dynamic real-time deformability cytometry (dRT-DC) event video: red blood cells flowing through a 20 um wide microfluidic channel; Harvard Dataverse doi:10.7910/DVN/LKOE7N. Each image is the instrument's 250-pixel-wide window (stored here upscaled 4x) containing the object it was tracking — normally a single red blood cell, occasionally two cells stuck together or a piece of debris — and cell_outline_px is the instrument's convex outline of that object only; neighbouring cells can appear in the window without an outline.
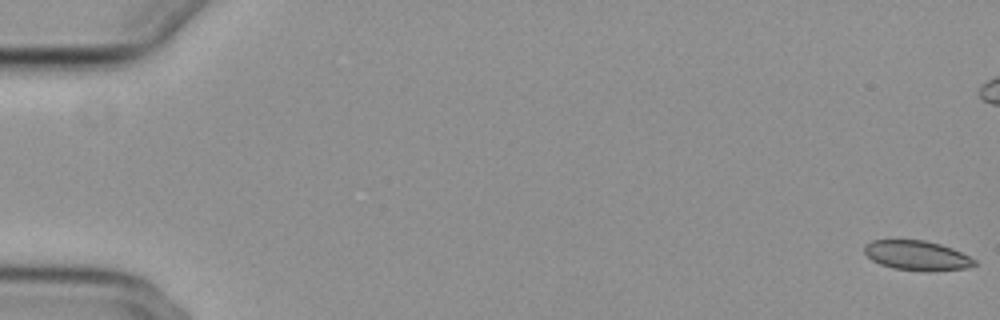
{"species": "common noctule bat (a hibernating species)", "species_latin": "Nyctalus noctula", "temperature_condition": "cold", "stored_images_in_passage": 57, "camera_frame_rate_fps": 3000, "um_per_image_px": 0.085, "animal": {"sex": "female", "body_mass_g": 29.2, "forearm_length_mm": 56.3}, "frame": {"image": 1, "passage_image": 1, "time_ms": 0.0, "image_size_px": [1000, 320], "cell_outline_px": [[976, 264], [968, 268], [936, 272], [892, 268], [880, 264], [872, 260], [864, 252], [864, 244], [872, 240], [924, 240], [940, 244], [952, 248], [976, 260]], "centroid_in_image_um": [77.95, 21.72], "position_along_channel_um": 7.1, "area_um2": 19.13}}
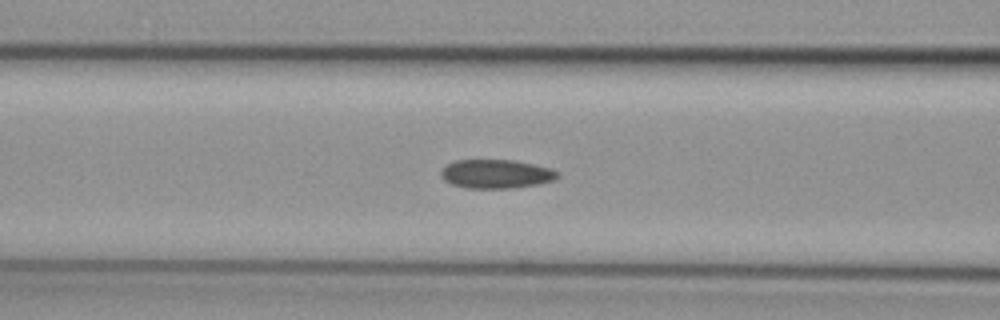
{"frame": {"image": 2, "passage_image": 24, "time_ms": 7.667, "image_size_px": [1000, 320], "cell_outline_px": [[560, 176], [552, 180], [536, 184], [512, 188], [464, 188], [452, 184], [444, 180], [440, 176], [440, 172], [448, 164], [456, 160], [512, 160], [552, 168], [560, 172]], "centroid_in_image_um": [42.17, 14.78], "position_along_channel_um": 124.4, "area_um2": 19.54}}
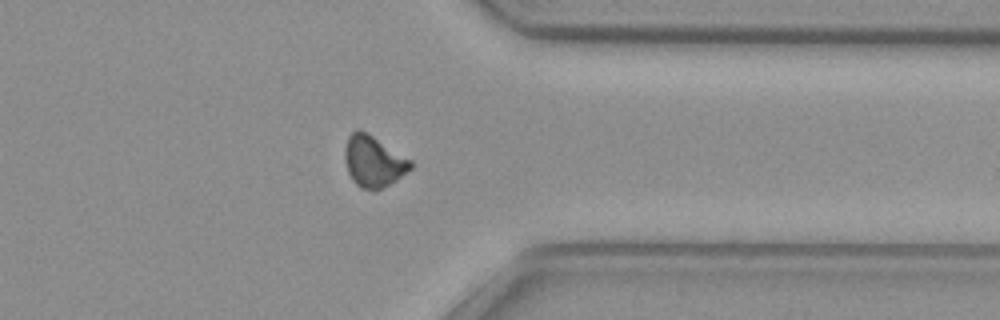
{"frame": {"image": 3, "passage_image": 45, "time_ms": 14.667, "image_size_px": [1000, 320], "cell_outline_px": [[412, 168], [396, 180], [380, 188], [360, 188], [352, 180], [348, 172], [344, 156], [344, 148], [348, 136], [356, 128], [360, 128], [368, 132], [412, 160]], "centroid_in_image_um": [31.73, 13.66], "position_along_channel_um": 379.7, "area_um2": 19.65}, "authors_computed_cell_mechanics": {"area_um2": 19.5364, "velocity_mm_per_s": 3.7274, "shape_relaxation_time_tau1_ms": 8.9093, "shape_relaxation_time_tau2_ms": 10.4181, "deformation_change_tau1": 0.123, "deformation_change_tau2": 0.1096}}